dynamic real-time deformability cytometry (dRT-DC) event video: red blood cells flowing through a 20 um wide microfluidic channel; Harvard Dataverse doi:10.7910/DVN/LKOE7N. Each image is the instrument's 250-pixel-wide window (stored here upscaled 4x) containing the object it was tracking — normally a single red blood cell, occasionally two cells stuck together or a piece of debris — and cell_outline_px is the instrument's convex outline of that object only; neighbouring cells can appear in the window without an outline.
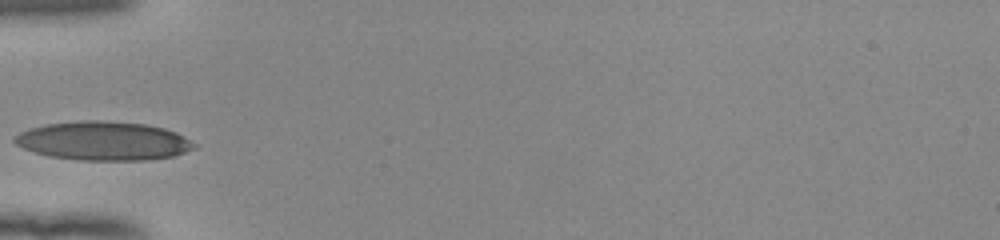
{"species": "human", "species_latin": "Homo sapiens", "temperature_condition": "room temperature", "stored_images_in_passage": 17, "camera_frame_rate_fps": 3000, "um_per_image_px": 0.085, "donor": {"sex": "female"}, "frame": {"image": 1, "passage_image": 1, "time_ms": 0.0, "image_size_px": [1000, 240], "cell_outline_px": [[196, 148], [172, 156], [148, 160], [80, 160], [48, 156], [32, 152], [16, 144], [12, 140], [12, 136], [28, 128], [44, 124], [80, 120], [100, 120], [144, 124], [164, 128], [176, 132], [184, 136], [196, 144]], "centroid_in_image_um": [8.74, 11.97], "position_along_channel_um": 76.3, "area_um2": 40.86}}
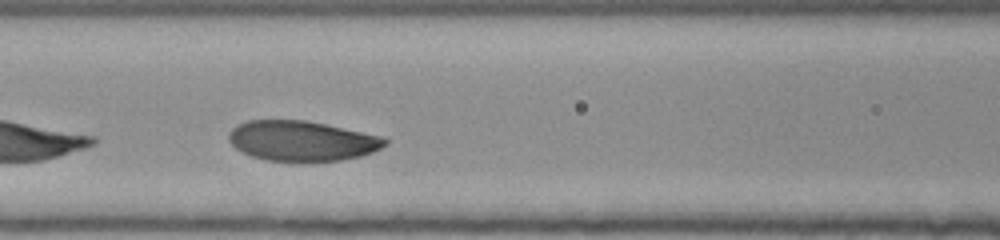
{"frame": {"image": 2, "passage_image": 6, "time_ms": 1.667, "image_size_px": [1000, 240], "cell_outline_px": [[388, 144], [372, 152], [360, 156], [340, 160], [268, 160], [252, 156], [236, 148], [228, 140], [228, 132], [236, 124], [248, 120], [308, 120], [384, 136], [388, 140]], "centroid_in_image_um": [25.67, 11.94], "position_along_channel_um": 140.9, "area_um2": 36.41}}
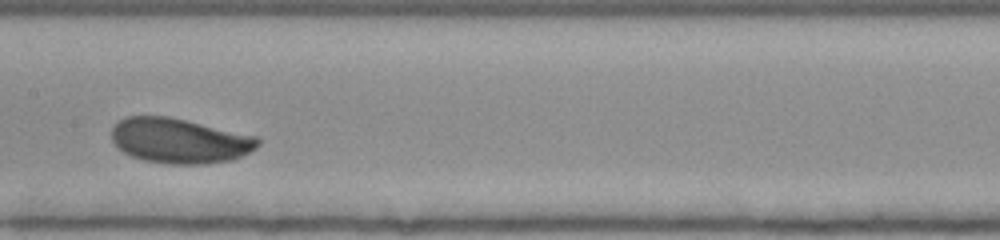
{"frame": {"image": 3, "passage_image": 10, "time_ms": 3.0, "image_size_px": [1000, 240], "cell_outline_px": [[260, 144], [256, 148], [232, 160], [204, 164], [168, 164], [144, 160], [132, 156], [124, 152], [112, 140], [112, 128], [120, 120], [128, 116], [168, 116], [256, 136], [260, 140]], "centroid_in_image_um": [15.27, 11.96], "position_along_channel_um": 192.1, "area_um2": 38.09}}